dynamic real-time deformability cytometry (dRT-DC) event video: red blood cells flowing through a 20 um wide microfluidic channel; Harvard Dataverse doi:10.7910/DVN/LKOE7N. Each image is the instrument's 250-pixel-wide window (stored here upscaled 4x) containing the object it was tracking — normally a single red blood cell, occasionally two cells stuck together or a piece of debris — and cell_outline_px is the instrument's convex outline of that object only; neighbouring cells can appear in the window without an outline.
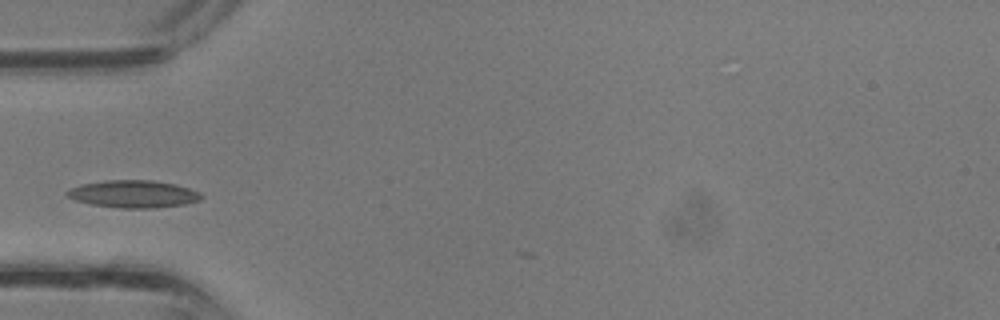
{"species": "common noctule bat (a hibernating species)", "species_latin": "Nyctalus noctula", "temperature_condition": "room temperature", "stored_images_in_passage": 20, "camera_frame_rate_fps": 3000, "um_per_image_px": 0.085, "animal": {"sex": "male", "body_mass_g": 13.3}, "frame": {"image": 1, "passage_image": 1, "time_ms": 0.0, "image_size_px": [1000, 320], "cell_outline_px": [[204, 196], [200, 200], [184, 204], [152, 208], [120, 208], [92, 204], [76, 200], [68, 196], [64, 192], [68, 188], [80, 184], [104, 180], [152, 180], [176, 184], [200, 192]], "centroid_in_image_um": [11.32, 16.48], "position_along_channel_um": 73.7, "area_um2": 21.5}}
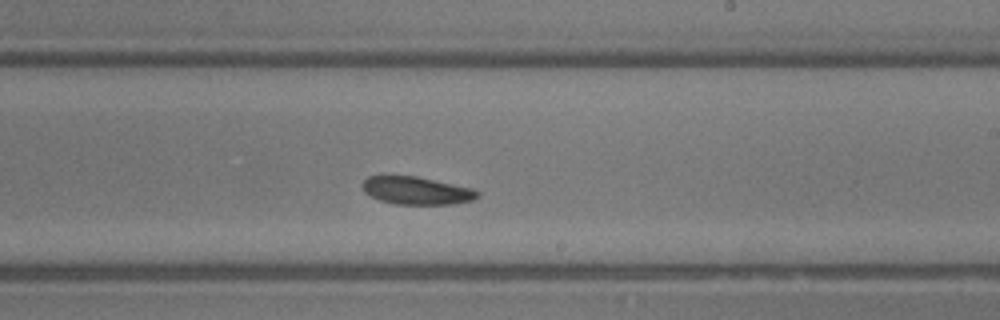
{"frame": {"image": 2, "passage_image": 11, "time_ms": 3.333, "image_size_px": [1000, 320], "cell_outline_px": [[480, 192], [472, 200], [452, 204], [396, 204], [380, 200], [364, 192], [360, 184], [368, 176], [416, 176], [472, 188]], "centroid_in_image_um": [35.37, 16.2], "position_along_channel_um": 253.6, "area_um2": 18.44}}
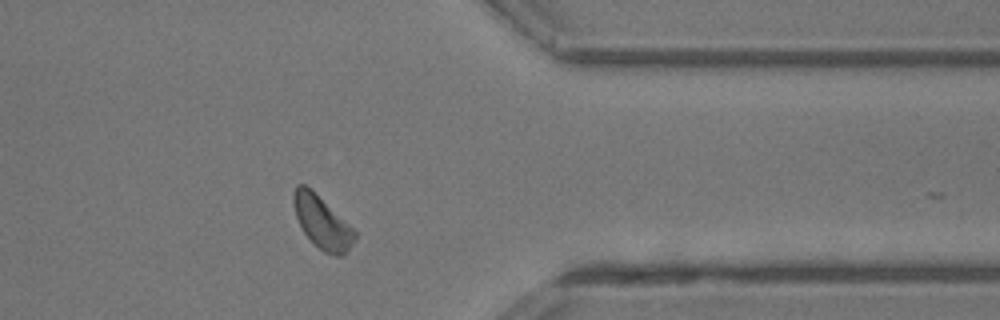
{"frame": {"image": 3, "passage_image": 19, "time_ms": 6.0, "image_size_px": [1000, 320], "cell_outline_px": [[356, 236], [352, 244], [344, 256], [336, 256], [324, 252], [304, 232], [296, 216], [292, 200], [292, 196], [296, 184], [304, 184], [312, 188], [356, 232]], "centroid_in_image_um": [27.36, 18.86], "position_along_channel_um": 384.0, "area_um2": 18.5}}